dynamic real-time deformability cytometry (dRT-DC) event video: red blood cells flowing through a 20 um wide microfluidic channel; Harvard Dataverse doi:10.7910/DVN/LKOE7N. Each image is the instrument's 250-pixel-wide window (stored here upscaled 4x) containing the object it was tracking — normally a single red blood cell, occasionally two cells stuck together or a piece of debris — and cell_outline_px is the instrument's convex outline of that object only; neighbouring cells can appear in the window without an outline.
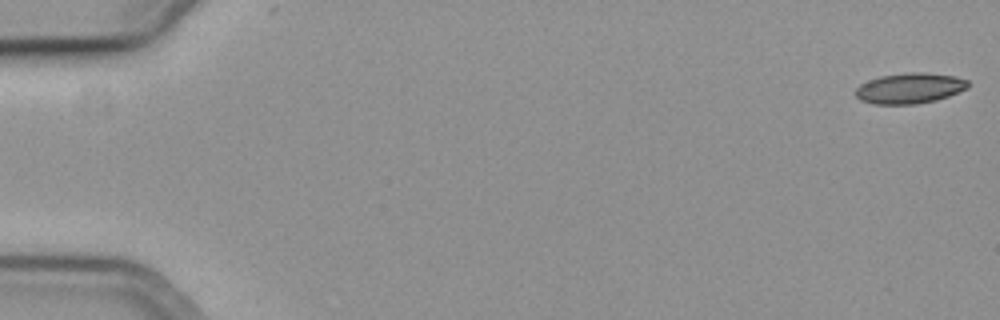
{"species": "common noctule bat (a hibernating species)", "species_latin": "Nyctalus noctula", "temperature_condition": "cold", "stored_images_in_passage": 57, "camera_frame_rate_fps": 3000, "um_per_image_px": 0.085, "animal": {"sex": "female", "body_mass_g": 19.3, "forearm_length_mm": 54.1}, "frame": {"image": 1, "passage_image": 1, "time_ms": 0.0, "image_size_px": [1000, 320], "cell_outline_px": [[968, 88], [948, 96], [936, 100], [916, 104], [872, 104], [860, 100], [852, 92], [860, 84], [868, 80], [880, 76], [912, 72], [924, 72], [956, 76], [968, 80]], "centroid_in_image_um": [77.29, 7.5], "position_along_channel_um": 7.7, "area_um2": 20.17}}
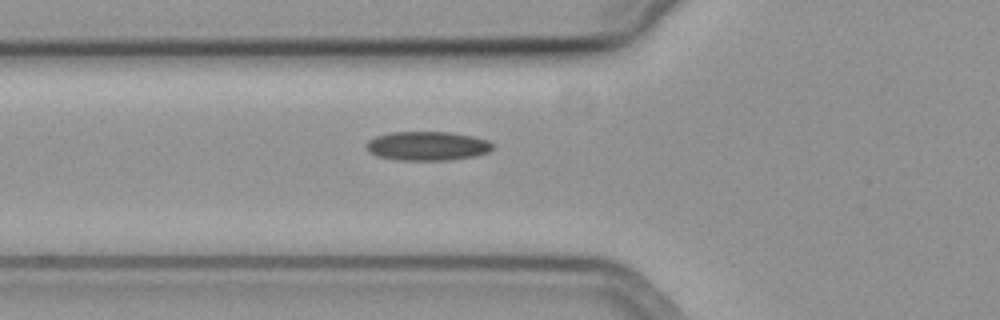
{"frame": {"image": 2, "passage_image": 21, "time_ms": 6.667, "image_size_px": [1000, 320], "cell_outline_px": [[492, 148], [488, 152], [476, 156], [448, 160], [396, 160], [380, 156], [368, 152], [368, 140], [376, 136], [392, 132], [448, 132], [472, 136], [488, 140], [492, 144]], "centroid_in_image_um": [36.34, 12.41], "position_along_channel_um": 89.5, "area_um2": 21.21}}
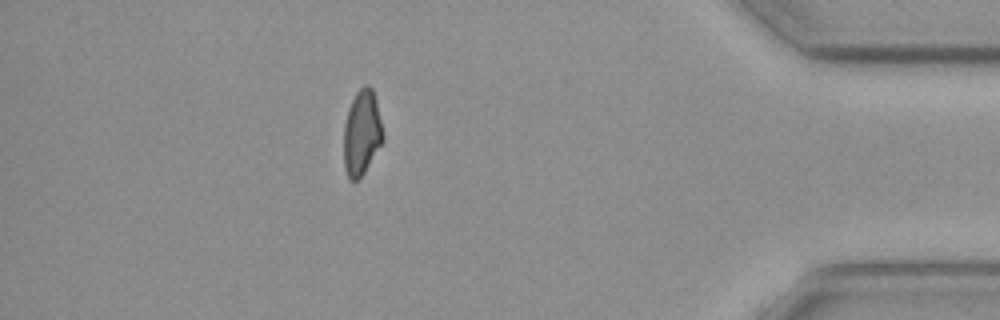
{"frame": {"image": 3, "passage_image": 50, "time_ms": 16.333, "image_size_px": [1000, 320], "cell_outline_px": [[384, 140], [360, 180], [348, 180], [344, 168], [344, 124], [348, 108], [356, 92], [364, 84], [368, 84], [372, 88], [376, 100], [384, 136]], "centroid_in_image_um": [30.75, 11.31], "position_along_channel_um": 404.5, "area_um2": 19.71}, "authors_computed_cell_mechanics": {"area_um2": 20.4612, "velocity_mm_per_s": 3.7225, "shape_relaxation_time_tau1_ms": 9.6934, "shape_relaxation_time_tau2_ms": 7.9229, "deformation_change_tau1": 0.1373, "deformation_change_tau2": 0.1452}}